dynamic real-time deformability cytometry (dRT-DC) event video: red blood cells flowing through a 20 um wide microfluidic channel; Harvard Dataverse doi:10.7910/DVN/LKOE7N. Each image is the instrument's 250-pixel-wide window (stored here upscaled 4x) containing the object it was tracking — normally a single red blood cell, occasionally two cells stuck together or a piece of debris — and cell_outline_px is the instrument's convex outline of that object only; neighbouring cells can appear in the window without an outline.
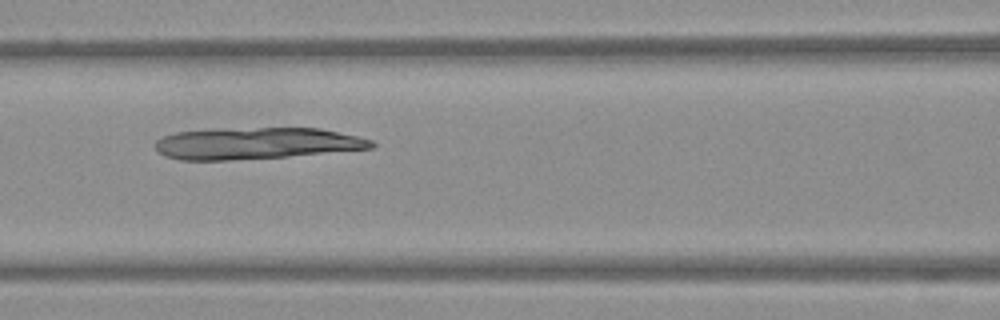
{"species": "Egyptian fruit bat (a non-hibernating species)", "species_latin": "Rousettus aegyptiacus", "temperature_condition": "warm", "stored_images_in_passage": 52, "camera_frame_rate_fps": 3000, "um_per_image_px": 0.085, "frame": {"image": 1, "passage_image": 23, "time_ms": 7.333, "image_size_px": [1000, 320], "cell_outline_px": [[376, 148], [288, 156], [228, 160], [180, 160], [164, 156], [152, 144], [156, 140], [164, 136], [176, 132], [260, 128], [320, 128], [356, 136], [372, 140], [376, 144]], "centroid_in_image_um": [21.82, 12.2], "position_along_channel_um": 144.8, "area_um2": 39.42}}